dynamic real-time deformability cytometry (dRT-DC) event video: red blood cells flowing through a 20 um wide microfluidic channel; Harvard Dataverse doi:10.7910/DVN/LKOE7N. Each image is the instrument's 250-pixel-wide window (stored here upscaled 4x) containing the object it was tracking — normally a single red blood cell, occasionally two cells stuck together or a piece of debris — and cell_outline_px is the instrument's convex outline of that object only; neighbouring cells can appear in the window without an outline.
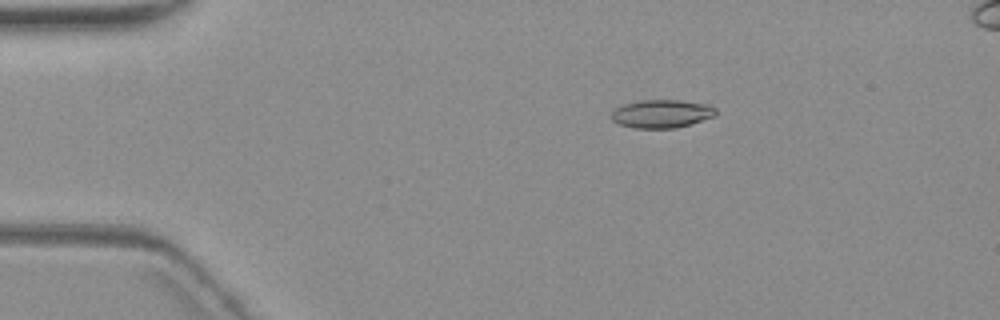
{"species": "common noctule bat (a hibernating species)", "species_latin": "Nyctalus noctula", "temperature_condition": "warm", "stored_images_in_passage": 6, "camera_frame_rate_fps": 3000, "um_per_image_px": 0.085, "animal": {"sex": "female", "body_mass_g": 19.3, "forearm_length_mm": 54.1}, "frame": {"image": 1, "passage_image": 3, "time_ms": 2.333, "image_size_px": [1000, 320], "cell_outline_px": [[716, 116], [692, 124], [676, 128], [636, 128], [620, 124], [612, 120], [612, 112], [616, 108], [624, 104], [640, 100], [680, 100], [708, 104], [716, 108]], "centroid_in_image_um": [56.29, 9.67], "position_along_channel_um": 28.7, "area_um2": 17.22}}